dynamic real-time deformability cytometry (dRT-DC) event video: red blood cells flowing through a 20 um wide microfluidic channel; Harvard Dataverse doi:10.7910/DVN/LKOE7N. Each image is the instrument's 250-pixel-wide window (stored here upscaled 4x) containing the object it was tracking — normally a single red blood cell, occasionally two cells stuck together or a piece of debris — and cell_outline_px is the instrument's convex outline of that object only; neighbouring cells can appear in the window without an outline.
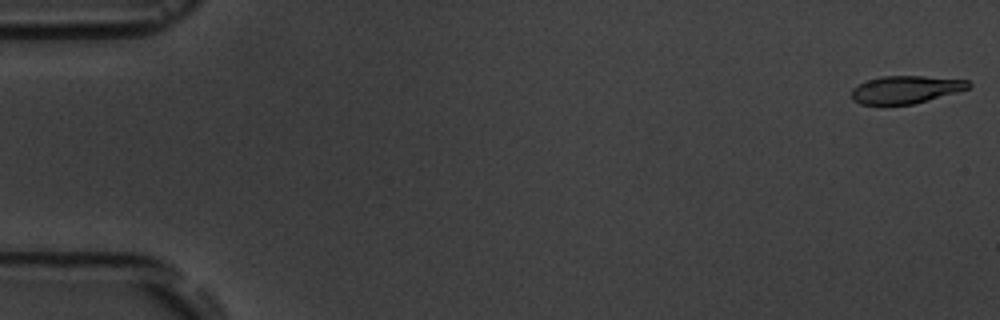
{"species": "common noctule bat (a hibernating species)", "species_latin": "Nyctalus noctula", "temperature_condition": "room temperature", "stored_images_in_passage": 16, "camera_frame_rate_fps": 3000, "um_per_image_px": 0.085, "animal": {"sex": "male", "body_mass_g": 19.5, "forearm_length_mm": 54.6}, "frame": {"image": 1, "passage_image": 1, "time_ms": 0.0, "image_size_px": [1000, 320], "cell_outline_px": [[972, 84], [968, 88], [956, 92], [912, 104], [860, 104], [852, 100], [852, 88], [868, 80], [880, 76], [924, 76], [968, 80]], "centroid_in_image_um": [76.97, 7.6], "position_along_channel_um": 8.0, "area_um2": 18.61}}
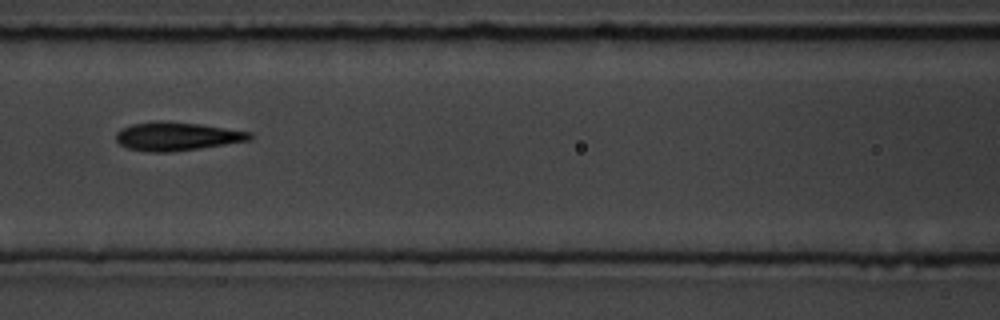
{"frame": {"image": 2, "passage_image": 7, "time_ms": 8.0, "image_size_px": [1000, 320], "cell_outline_px": [[252, 140], [200, 148], [172, 152], [148, 152], [128, 148], [120, 144], [116, 140], [116, 132], [120, 128], [132, 124], [164, 120], [200, 124], [252, 132]], "centroid_in_image_um": [15.03, 11.58], "position_along_channel_um": 151.6, "area_um2": 22.31}}
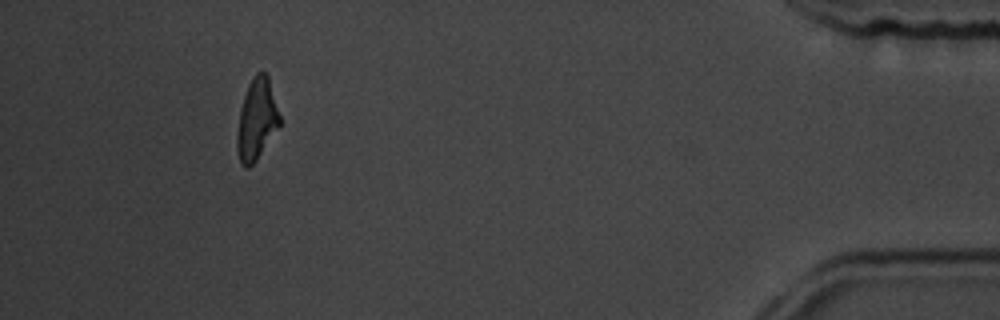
{"frame": {"image": 3, "passage_image": 15, "time_ms": 17.0, "image_size_px": [1000, 320], "cell_outline_px": [[280, 124], [256, 160], [248, 168], [244, 168], [240, 164], [236, 144], [236, 132], [240, 108], [248, 84], [256, 72], [264, 72], [268, 76], [280, 116]], "centroid_in_image_um": [21.79, 10.16], "position_along_channel_um": 413.4, "area_um2": 20.06}, "authors_computed_cell_mechanics": {"area_um2": 20.8369, "velocity_mm_per_s": 3.6244, "shape_relaxation_time_tau1_ms": 2.3296, "shape_relaxation_time_tau2_ms": 1.5443, "deformation_change_tau1": 0.1284, "deformation_change_tau2": 0.1024}}